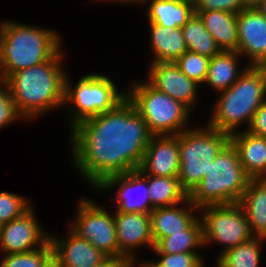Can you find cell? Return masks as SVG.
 <instances>
[{
  "mask_svg": "<svg viewBox=\"0 0 266 267\" xmlns=\"http://www.w3.org/2000/svg\"><path fill=\"white\" fill-rule=\"evenodd\" d=\"M66 75L64 106L71 127V156L87 148L111 146L126 124L127 91L119 92L110 77L83 75L73 86Z\"/></svg>",
  "mask_w": 266,
  "mask_h": 267,
  "instance_id": "1",
  "label": "cell"
},
{
  "mask_svg": "<svg viewBox=\"0 0 266 267\" xmlns=\"http://www.w3.org/2000/svg\"><path fill=\"white\" fill-rule=\"evenodd\" d=\"M72 158L75 169L92 188L98 192L117 188L114 198L118 211L150 214L154 210L147 174H143L119 150L111 146L87 148Z\"/></svg>",
  "mask_w": 266,
  "mask_h": 267,
  "instance_id": "2",
  "label": "cell"
},
{
  "mask_svg": "<svg viewBox=\"0 0 266 267\" xmlns=\"http://www.w3.org/2000/svg\"><path fill=\"white\" fill-rule=\"evenodd\" d=\"M131 85L127 92L126 124L118 138L178 135L187 129L191 111L185 105L147 80Z\"/></svg>",
  "mask_w": 266,
  "mask_h": 267,
  "instance_id": "3",
  "label": "cell"
},
{
  "mask_svg": "<svg viewBox=\"0 0 266 267\" xmlns=\"http://www.w3.org/2000/svg\"><path fill=\"white\" fill-rule=\"evenodd\" d=\"M61 50L62 47L48 61L13 73L4 80L24 121L64 107L67 72L63 69Z\"/></svg>",
  "mask_w": 266,
  "mask_h": 267,
  "instance_id": "4",
  "label": "cell"
},
{
  "mask_svg": "<svg viewBox=\"0 0 266 267\" xmlns=\"http://www.w3.org/2000/svg\"><path fill=\"white\" fill-rule=\"evenodd\" d=\"M59 33L6 20L0 24V80L48 61L62 46Z\"/></svg>",
  "mask_w": 266,
  "mask_h": 267,
  "instance_id": "5",
  "label": "cell"
},
{
  "mask_svg": "<svg viewBox=\"0 0 266 267\" xmlns=\"http://www.w3.org/2000/svg\"><path fill=\"white\" fill-rule=\"evenodd\" d=\"M217 94L208 125L228 135L239 132L240 124H247L248 130L255 112L266 100V67L248 66L229 89Z\"/></svg>",
  "mask_w": 266,
  "mask_h": 267,
  "instance_id": "6",
  "label": "cell"
},
{
  "mask_svg": "<svg viewBox=\"0 0 266 267\" xmlns=\"http://www.w3.org/2000/svg\"><path fill=\"white\" fill-rule=\"evenodd\" d=\"M250 179L239 161L236 147L229 141L210 162L205 177L188 198L198 209L236 203L242 198Z\"/></svg>",
  "mask_w": 266,
  "mask_h": 267,
  "instance_id": "7",
  "label": "cell"
},
{
  "mask_svg": "<svg viewBox=\"0 0 266 267\" xmlns=\"http://www.w3.org/2000/svg\"><path fill=\"white\" fill-rule=\"evenodd\" d=\"M229 141L230 135L208 124L197 129L188 127L179 134L178 180L187 194L205 177L210 162Z\"/></svg>",
  "mask_w": 266,
  "mask_h": 267,
  "instance_id": "8",
  "label": "cell"
},
{
  "mask_svg": "<svg viewBox=\"0 0 266 267\" xmlns=\"http://www.w3.org/2000/svg\"><path fill=\"white\" fill-rule=\"evenodd\" d=\"M111 147L119 150L143 174L178 177L179 134L117 138Z\"/></svg>",
  "mask_w": 266,
  "mask_h": 267,
  "instance_id": "9",
  "label": "cell"
},
{
  "mask_svg": "<svg viewBox=\"0 0 266 267\" xmlns=\"http://www.w3.org/2000/svg\"><path fill=\"white\" fill-rule=\"evenodd\" d=\"M204 246L212 243L222 244V252L240 245L254 237L246 215L238 202L209 205L200 208Z\"/></svg>",
  "mask_w": 266,
  "mask_h": 267,
  "instance_id": "10",
  "label": "cell"
},
{
  "mask_svg": "<svg viewBox=\"0 0 266 267\" xmlns=\"http://www.w3.org/2000/svg\"><path fill=\"white\" fill-rule=\"evenodd\" d=\"M78 203L76 218L69 228L108 257L119 256L114 214L86 198Z\"/></svg>",
  "mask_w": 266,
  "mask_h": 267,
  "instance_id": "11",
  "label": "cell"
},
{
  "mask_svg": "<svg viewBox=\"0 0 266 267\" xmlns=\"http://www.w3.org/2000/svg\"><path fill=\"white\" fill-rule=\"evenodd\" d=\"M33 208L31 207L23 215L9 223L2 224L0 233L2 254L38 249L49 240V234L39 224Z\"/></svg>",
  "mask_w": 266,
  "mask_h": 267,
  "instance_id": "12",
  "label": "cell"
},
{
  "mask_svg": "<svg viewBox=\"0 0 266 267\" xmlns=\"http://www.w3.org/2000/svg\"><path fill=\"white\" fill-rule=\"evenodd\" d=\"M238 50L247 57L246 65L266 67V17L257 9H242L237 14Z\"/></svg>",
  "mask_w": 266,
  "mask_h": 267,
  "instance_id": "13",
  "label": "cell"
},
{
  "mask_svg": "<svg viewBox=\"0 0 266 267\" xmlns=\"http://www.w3.org/2000/svg\"><path fill=\"white\" fill-rule=\"evenodd\" d=\"M150 65L146 80L157 90L181 102L192 111L191 108L198 101L200 85L182 73L175 62H157Z\"/></svg>",
  "mask_w": 266,
  "mask_h": 267,
  "instance_id": "14",
  "label": "cell"
},
{
  "mask_svg": "<svg viewBox=\"0 0 266 267\" xmlns=\"http://www.w3.org/2000/svg\"><path fill=\"white\" fill-rule=\"evenodd\" d=\"M114 220L119 246V256H127L137 262V248H154L155 243L151 234L150 214L120 212L115 209Z\"/></svg>",
  "mask_w": 266,
  "mask_h": 267,
  "instance_id": "15",
  "label": "cell"
},
{
  "mask_svg": "<svg viewBox=\"0 0 266 267\" xmlns=\"http://www.w3.org/2000/svg\"><path fill=\"white\" fill-rule=\"evenodd\" d=\"M66 236L63 240L49 235L53 246V259L60 267H95L108 257L70 228Z\"/></svg>",
  "mask_w": 266,
  "mask_h": 267,
  "instance_id": "16",
  "label": "cell"
},
{
  "mask_svg": "<svg viewBox=\"0 0 266 267\" xmlns=\"http://www.w3.org/2000/svg\"><path fill=\"white\" fill-rule=\"evenodd\" d=\"M239 161L251 178H266V137L252 134L247 129L230 135Z\"/></svg>",
  "mask_w": 266,
  "mask_h": 267,
  "instance_id": "17",
  "label": "cell"
},
{
  "mask_svg": "<svg viewBox=\"0 0 266 267\" xmlns=\"http://www.w3.org/2000/svg\"><path fill=\"white\" fill-rule=\"evenodd\" d=\"M194 210L197 212L199 211V209L190 202L189 198L173 206L155 208L150 213L151 234L154 243L163 237L172 235V233L184 230L197 217L192 213Z\"/></svg>",
  "mask_w": 266,
  "mask_h": 267,
  "instance_id": "18",
  "label": "cell"
},
{
  "mask_svg": "<svg viewBox=\"0 0 266 267\" xmlns=\"http://www.w3.org/2000/svg\"><path fill=\"white\" fill-rule=\"evenodd\" d=\"M254 236L266 238V178L249 180L238 201Z\"/></svg>",
  "mask_w": 266,
  "mask_h": 267,
  "instance_id": "19",
  "label": "cell"
},
{
  "mask_svg": "<svg viewBox=\"0 0 266 267\" xmlns=\"http://www.w3.org/2000/svg\"><path fill=\"white\" fill-rule=\"evenodd\" d=\"M242 56L235 51H220L210 58L205 84L216 93L229 89L247 69V65H241Z\"/></svg>",
  "mask_w": 266,
  "mask_h": 267,
  "instance_id": "20",
  "label": "cell"
},
{
  "mask_svg": "<svg viewBox=\"0 0 266 267\" xmlns=\"http://www.w3.org/2000/svg\"><path fill=\"white\" fill-rule=\"evenodd\" d=\"M149 29L154 56L151 63L175 62L188 50L181 28L149 23Z\"/></svg>",
  "mask_w": 266,
  "mask_h": 267,
  "instance_id": "21",
  "label": "cell"
},
{
  "mask_svg": "<svg viewBox=\"0 0 266 267\" xmlns=\"http://www.w3.org/2000/svg\"><path fill=\"white\" fill-rule=\"evenodd\" d=\"M149 23L171 28H182L194 13V5L184 0H144ZM149 4V5H148Z\"/></svg>",
  "mask_w": 266,
  "mask_h": 267,
  "instance_id": "22",
  "label": "cell"
},
{
  "mask_svg": "<svg viewBox=\"0 0 266 267\" xmlns=\"http://www.w3.org/2000/svg\"><path fill=\"white\" fill-rule=\"evenodd\" d=\"M198 15L221 51L237 52V14L225 11H202Z\"/></svg>",
  "mask_w": 266,
  "mask_h": 267,
  "instance_id": "23",
  "label": "cell"
},
{
  "mask_svg": "<svg viewBox=\"0 0 266 267\" xmlns=\"http://www.w3.org/2000/svg\"><path fill=\"white\" fill-rule=\"evenodd\" d=\"M203 248L202 223L197 216L184 230L159 239L153 248L156 253H199Z\"/></svg>",
  "mask_w": 266,
  "mask_h": 267,
  "instance_id": "24",
  "label": "cell"
},
{
  "mask_svg": "<svg viewBox=\"0 0 266 267\" xmlns=\"http://www.w3.org/2000/svg\"><path fill=\"white\" fill-rule=\"evenodd\" d=\"M148 190L152 207H169L182 203L188 198L178 177L147 175Z\"/></svg>",
  "mask_w": 266,
  "mask_h": 267,
  "instance_id": "25",
  "label": "cell"
},
{
  "mask_svg": "<svg viewBox=\"0 0 266 267\" xmlns=\"http://www.w3.org/2000/svg\"><path fill=\"white\" fill-rule=\"evenodd\" d=\"M263 243L266 238L254 236L222 253L215 264L219 267H259Z\"/></svg>",
  "mask_w": 266,
  "mask_h": 267,
  "instance_id": "26",
  "label": "cell"
},
{
  "mask_svg": "<svg viewBox=\"0 0 266 267\" xmlns=\"http://www.w3.org/2000/svg\"><path fill=\"white\" fill-rule=\"evenodd\" d=\"M181 30L188 50L208 58L221 51L198 14L193 13Z\"/></svg>",
  "mask_w": 266,
  "mask_h": 267,
  "instance_id": "27",
  "label": "cell"
},
{
  "mask_svg": "<svg viewBox=\"0 0 266 267\" xmlns=\"http://www.w3.org/2000/svg\"><path fill=\"white\" fill-rule=\"evenodd\" d=\"M3 256L0 267H45L53 260V246L48 240L38 249Z\"/></svg>",
  "mask_w": 266,
  "mask_h": 267,
  "instance_id": "28",
  "label": "cell"
},
{
  "mask_svg": "<svg viewBox=\"0 0 266 267\" xmlns=\"http://www.w3.org/2000/svg\"><path fill=\"white\" fill-rule=\"evenodd\" d=\"M209 62L210 58L187 50L175 61V64L189 79H192L197 84L202 85L207 77Z\"/></svg>",
  "mask_w": 266,
  "mask_h": 267,
  "instance_id": "29",
  "label": "cell"
},
{
  "mask_svg": "<svg viewBox=\"0 0 266 267\" xmlns=\"http://www.w3.org/2000/svg\"><path fill=\"white\" fill-rule=\"evenodd\" d=\"M160 259L156 261L137 262L139 267H205L200 253H156Z\"/></svg>",
  "mask_w": 266,
  "mask_h": 267,
  "instance_id": "30",
  "label": "cell"
},
{
  "mask_svg": "<svg viewBox=\"0 0 266 267\" xmlns=\"http://www.w3.org/2000/svg\"><path fill=\"white\" fill-rule=\"evenodd\" d=\"M31 207L29 200L24 196L6 191L0 192V224L9 223L20 217Z\"/></svg>",
  "mask_w": 266,
  "mask_h": 267,
  "instance_id": "31",
  "label": "cell"
},
{
  "mask_svg": "<svg viewBox=\"0 0 266 267\" xmlns=\"http://www.w3.org/2000/svg\"><path fill=\"white\" fill-rule=\"evenodd\" d=\"M23 118L17 112L9 88L4 80H0V130L14 121Z\"/></svg>",
  "mask_w": 266,
  "mask_h": 267,
  "instance_id": "32",
  "label": "cell"
},
{
  "mask_svg": "<svg viewBox=\"0 0 266 267\" xmlns=\"http://www.w3.org/2000/svg\"><path fill=\"white\" fill-rule=\"evenodd\" d=\"M194 13L202 11H225L238 14L242 10L241 0H196Z\"/></svg>",
  "mask_w": 266,
  "mask_h": 267,
  "instance_id": "33",
  "label": "cell"
},
{
  "mask_svg": "<svg viewBox=\"0 0 266 267\" xmlns=\"http://www.w3.org/2000/svg\"><path fill=\"white\" fill-rule=\"evenodd\" d=\"M248 131L252 134L266 137V100L255 112Z\"/></svg>",
  "mask_w": 266,
  "mask_h": 267,
  "instance_id": "34",
  "label": "cell"
},
{
  "mask_svg": "<svg viewBox=\"0 0 266 267\" xmlns=\"http://www.w3.org/2000/svg\"><path fill=\"white\" fill-rule=\"evenodd\" d=\"M133 262L127 256L107 257L104 261L96 265L95 267H134Z\"/></svg>",
  "mask_w": 266,
  "mask_h": 267,
  "instance_id": "35",
  "label": "cell"
},
{
  "mask_svg": "<svg viewBox=\"0 0 266 267\" xmlns=\"http://www.w3.org/2000/svg\"><path fill=\"white\" fill-rule=\"evenodd\" d=\"M262 0H241L242 9H251L257 8Z\"/></svg>",
  "mask_w": 266,
  "mask_h": 267,
  "instance_id": "36",
  "label": "cell"
},
{
  "mask_svg": "<svg viewBox=\"0 0 266 267\" xmlns=\"http://www.w3.org/2000/svg\"><path fill=\"white\" fill-rule=\"evenodd\" d=\"M96 1H98V0H96ZM100 1V0H99ZM101 1H105V2H107V1H112V2H119V3H124V4H132L133 5V3L135 4V3H137V5H141V3L144 1V0H101Z\"/></svg>",
  "mask_w": 266,
  "mask_h": 267,
  "instance_id": "37",
  "label": "cell"
},
{
  "mask_svg": "<svg viewBox=\"0 0 266 267\" xmlns=\"http://www.w3.org/2000/svg\"><path fill=\"white\" fill-rule=\"evenodd\" d=\"M257 9L266 17V0H262Z\"/></svg>",
  "mask_w": 266,
  "mask_h": 267,
  "instance_id": "38",
  "label": "cell"
},
{
  "mask_svg": "<svg viewBox=\"0 0 266 267\" xmlns=\"http://www.w3.org/2000/svg\"><path fill=\"white\" fill-rule=\"evenodd\" d=\"M45 267H60L58 263L53 259L48 265Z\"/></svg>",
  "mask_w": 266,
  "mask_h": 267,
  "instance_id": "39",
  "label": "cell"
},
{
  "mask_svg": "<svg viewBox=\"0 0 266 267\" xmlns=\"http://www.w3.org/2000/svg\"><path fill=\"white\" fill-rule=\"evenodd\" d=\"M184 1H190V2L194 3L196 0H184Z\"/></svg>",
  "mask_w": 266,
  "mask_h": 267,
  "instance_id": "40",
  "label": "cell"
}]
</instances>
